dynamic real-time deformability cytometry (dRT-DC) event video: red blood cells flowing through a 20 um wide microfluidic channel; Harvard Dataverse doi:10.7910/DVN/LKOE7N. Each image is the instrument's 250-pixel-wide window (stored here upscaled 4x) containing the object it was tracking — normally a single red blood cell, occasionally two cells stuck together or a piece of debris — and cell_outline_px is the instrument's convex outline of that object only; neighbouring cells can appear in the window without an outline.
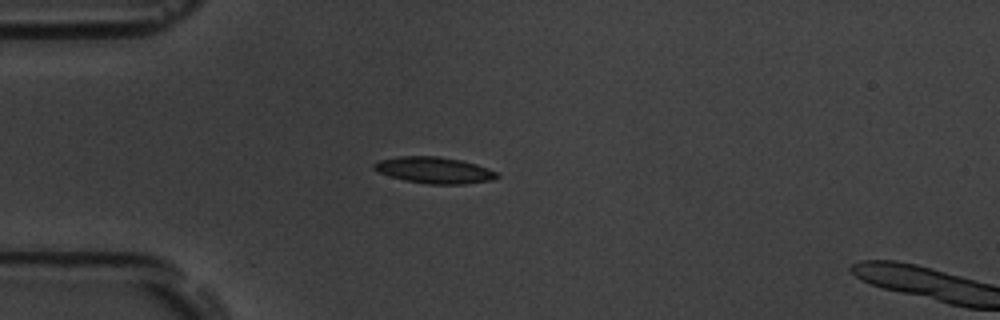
{"species": "common noctule bat (a hibernating species)", "species_latin": "Nyctalus noctula", "temperature_condition": "room temperature", "stored_images_in_passage": 43, "camera_frame_rate_fps": 3000, "um_per_image_px": 0.085, "animal": {"sex": "male", "body_mass_g": 19.5, "forearm_length_mm": 54.6}, "frame": {"image": 1, "passage_image": 1, "time_ms": 0.0, "image_size_px": [1000, 320], "cell_outline_px": [[500, 176], [492, 180], [464, 184], [428, 184], [404, 180], [380, 172], [372, 168], [372, 164], [380, 160], [396, 156], [440, 156], [460, 160], [476, 164], [488, 168], [496, 172]], "centroid_in_image_um": [36.92, 14.46], "position_along_channel_um": 48.1, "area_um2": 18.84}}
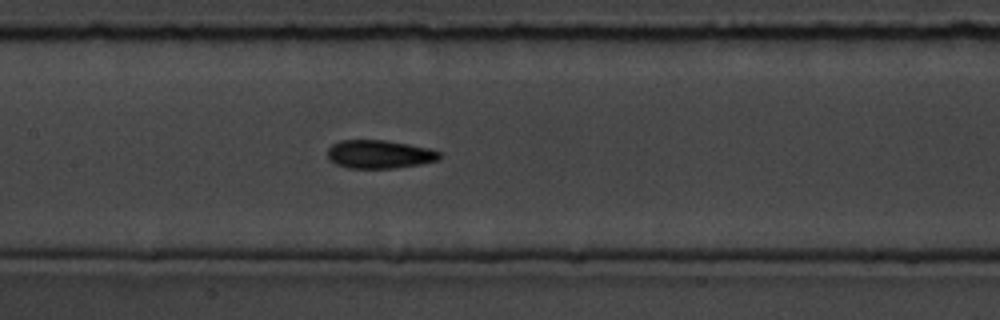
{"frame": {"image": 2, "passage_image": 13, "time_ms": 4.0, "image_size_px": [1000, 320], "cell_outline_px": [[440, 160], [420, 164], [392, 168], [348, 168], [336, 164], [328, 160], [328, 148], [332, 144], [340, 140], [384, 140], [408, 144], [428, 148], [440, 152]], "centroid_in_image_um": [32.22, 13.11], "position_along_channel_um": 175.2, "area_um2": 18.5}}
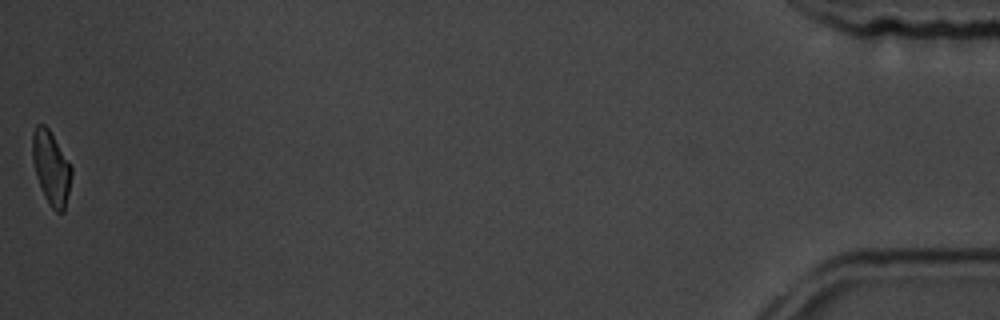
{"frame": {"image": 3, "passage_image": 43, "time_ms": 14.0, "image_size_px": [1000, 320], "cell_outline_px": [[72, 176], [64, 212], [56, 212], [52, 208], [44, 196], [36, 176], [32, 160], [32, 132], [36, 124], [44, 124], [48, 128], [72, 168]], "centroid_in_image_um": [4.33, 14.27], "position_along_channel_um": 430.9, "area_um2": 16.65}, "authors_computed_cell_mechanics": {"area_um2": 18.1492, "velocity_mm_per_s": 3.55, "shape_relaxation_time_tau1_ms": 3.1418, "shape_relaxation_time_tau2_ms": 3.0689, "deformation_change_tau1": 0.1208, "deformation_change_tau2": 0.098}}